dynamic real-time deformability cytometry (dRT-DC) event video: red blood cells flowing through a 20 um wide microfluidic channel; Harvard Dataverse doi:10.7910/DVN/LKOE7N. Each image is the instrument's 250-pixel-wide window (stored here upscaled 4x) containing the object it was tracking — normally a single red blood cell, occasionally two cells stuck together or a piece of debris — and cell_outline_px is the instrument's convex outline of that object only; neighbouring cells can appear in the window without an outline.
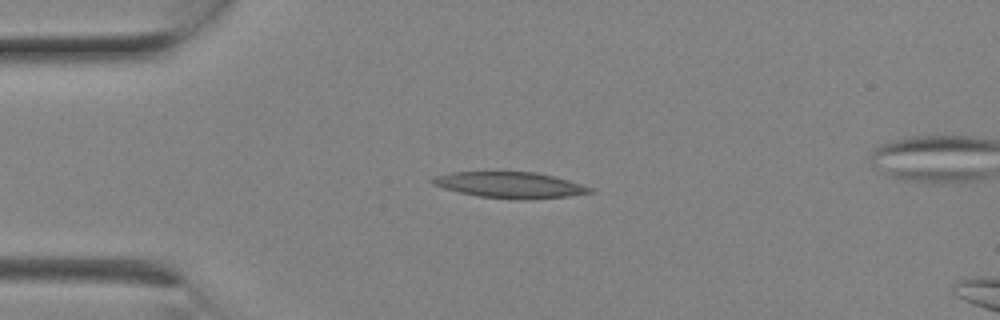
{"species": "Egyptian fruit bat (a non-hibernating species)", "species_latin": "Rousettus aegyptiacus", "temperature_condition": "room temperature", "stored_images_in_passage": 6, "camera_frame_rate_fps": 3000, "um_per_image_px": 0.085, "animal": {"sex": "female"}, "frame": {"image": 1, "passage_image": 4, "time_ms": 1.0, "image_size_px": [1000, 320], "cell_outline_px": [[592, 192], [568, 196], [528, 200], [516, 200], [480, 196], [460, 192], [444, 188], [432, 184], [428, 180], [432, 176], [452, 172], [536, 172], [568, 180], [592, 188]], "centroid_in_image_um": [43.29, 15.73], "position_along_channel_um": 41.7, "area_um2": 23.81}}